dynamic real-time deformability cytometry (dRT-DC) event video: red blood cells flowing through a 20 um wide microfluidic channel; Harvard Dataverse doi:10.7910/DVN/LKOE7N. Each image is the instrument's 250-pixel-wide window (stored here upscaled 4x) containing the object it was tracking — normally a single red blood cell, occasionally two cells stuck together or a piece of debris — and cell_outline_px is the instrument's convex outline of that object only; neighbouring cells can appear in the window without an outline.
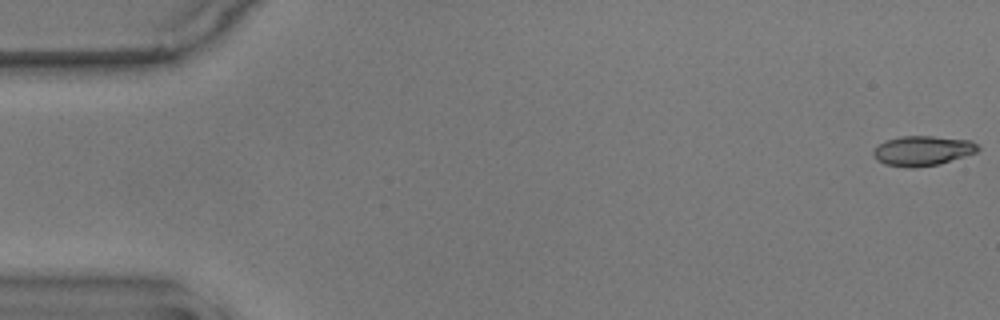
{"species": "common noctule bat (a hibernating species)", "species_latin": "Nyctalus noctula", "temperature_condition": "warm", "stored_images_in_passage": 9, "camera_frame_rate_fps": 3000, "um_per_image_px": 0.085, "animal": {"sex": "male", "body_mass_g": 17.9}, "frame": {"image": 1, "passage_image": 1, "time_ms": 0.0, "image_size_px": [1000, 320], "cell_outline_px": [[980, 148], [976, 152], [940, 164], [912, 168], [884, 164], [876, 160], [872, 156], [872, 152], [880, 144], [888, 140], [900, 136], [932, 136], [972, 140]], "centroid_in_image_um": [78.41, 12.81], "position_along_channel_um": 6.6, "area_um2": 18.15}}